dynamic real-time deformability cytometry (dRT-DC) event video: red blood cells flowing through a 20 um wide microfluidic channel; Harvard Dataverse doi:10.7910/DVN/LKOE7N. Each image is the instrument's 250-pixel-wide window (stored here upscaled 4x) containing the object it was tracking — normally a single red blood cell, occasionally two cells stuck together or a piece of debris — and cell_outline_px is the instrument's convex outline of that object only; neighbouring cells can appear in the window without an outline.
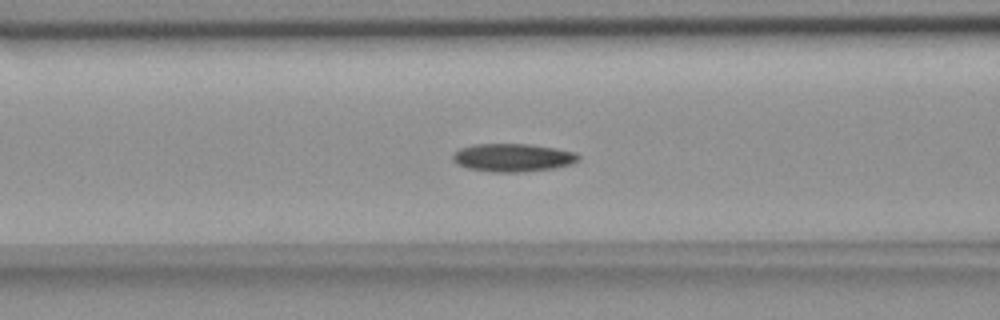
{"species": "common noctule bat (a hibernating species)", "species_latin": "Nyctalus noctula", "temperature_condition": "room temperature", "stored_images_in_passage": 55, "camera_frame_rate_fps": 3000, "um_per_image_px": 0.085, "animal": {"sex": "female", "body_mass_g": 18.4}, "frame": {"image": 1, "passage_image": 21, "time_ms": 6.667, "image_size_px": [1000, 320], "cell_outline_px": [[580, 156], [572, 164], [552, 168], [524, 172], [492, 172], [468, 168], [456, 164], [452, 160], [452, 152], [460, 148], [476, 144], [528, 144], [576, 152]], "centroid_in_image_um": [43.53, 13.4], "position_along_channel_um": 123.1, "area_um2": 20.52}}
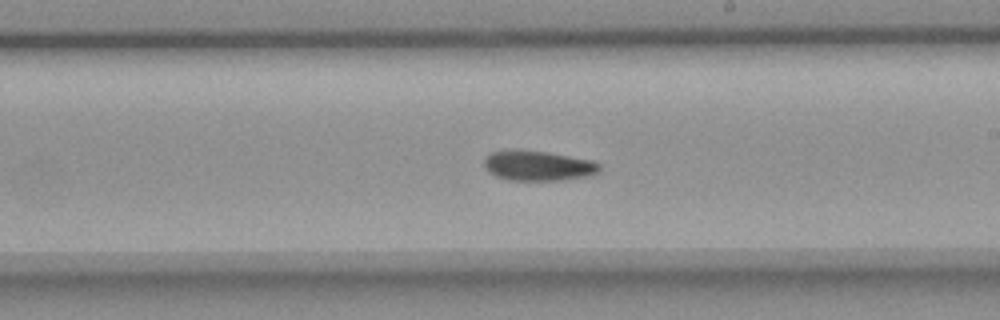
{"frame": {"image": 2, "passage_image": 31, "time_ms": 10.0, "image_size_px": [1000, 320], "cell_outline_px": [[600, 172], [592, 176], [560, 180], [508, 180], [496, 176], [488, 172], [484, 164], [484, 160], [492, 152], [516, 148], [548, 152], [592, 160], [600, 164]], "centroid_in_image_um": [45.76, 14.07], "position_along_channel_um": 243.2, "area_um2": 20.52}}
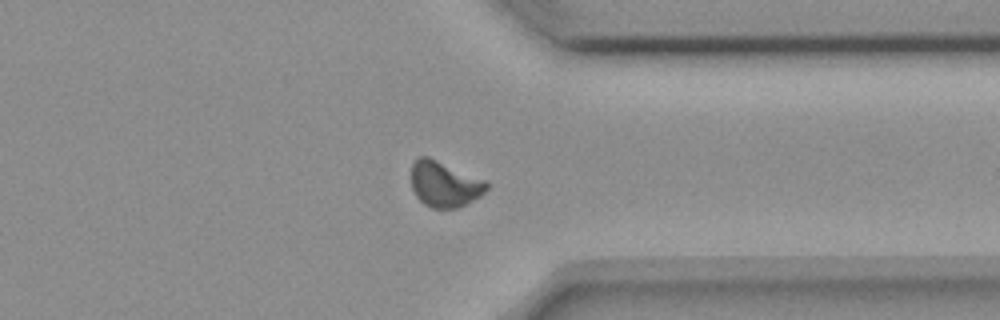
{"frame": {"image": 3, "passage_image": 42, "time_ms": 13.667, "image_size_px": [1000, 320], "cell_outline_px": [[488, 188], [480, 196], [456, 208], [432, 208], [424, 204], [416, 196], [412, 188], [412, 164], [420, 156], [428, 156], [488, 180]], "centroid_in_image_um": [37.8, 15.63], "position_along_channel_um": 373.6, "area_um2": 20.11}, "authors_computed_cell_mechanics": {"area_um2": 19.7676, "velocity_mm_per_s": 3.6249, "shape_relaxation_time_tau1_ms": 5.5891, "shape_relaxation_time_tau2_ms": 8.9049, "deformation_change_tau1": 0.13, "deformation_change_tau2": 0.128}}